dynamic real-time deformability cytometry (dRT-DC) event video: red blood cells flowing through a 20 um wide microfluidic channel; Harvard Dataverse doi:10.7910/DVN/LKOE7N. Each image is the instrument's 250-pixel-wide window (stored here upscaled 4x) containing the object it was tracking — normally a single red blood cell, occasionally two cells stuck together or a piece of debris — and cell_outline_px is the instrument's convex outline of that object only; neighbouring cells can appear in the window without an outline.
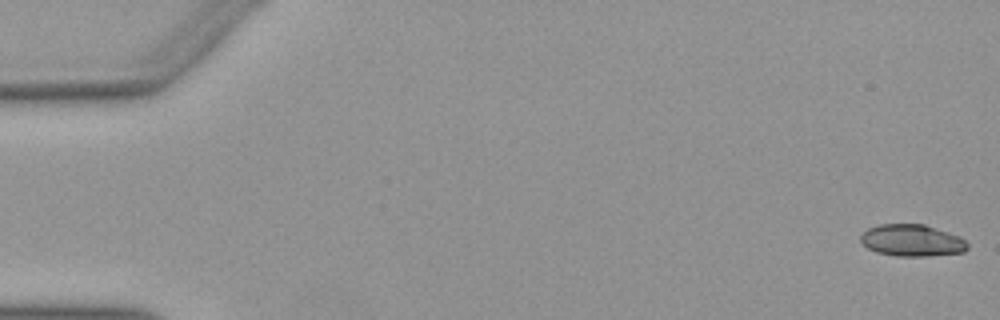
{"species": "Egyptian fruit bat (a non-hibernating species)", "species_latin": "Rousettus aegyptiacus", "temperature_condition": "warm", "stored_images_in_passage": 52, "camera_frame_rate_fps": 3000, "um_per_image_px": 0.085, "animal": {"sex": "female"}, "frame": {"image": 1, "passage_image": 1, "time_ms": 0.0, "image_size_px": [1000, 320], "cell_outline_px": [[968, 248], [964, 252], [924, 256], [896, 256], [876, 252], [868, 248], [860, 240], [860, 236], [868, 228], [880, 224], [924, 224], [960, 236], [968, 244]], "centroid_in_image_um": [77.52, 20.43], "position_along_channel_um": 7.5, "area_um2": 19.77}}
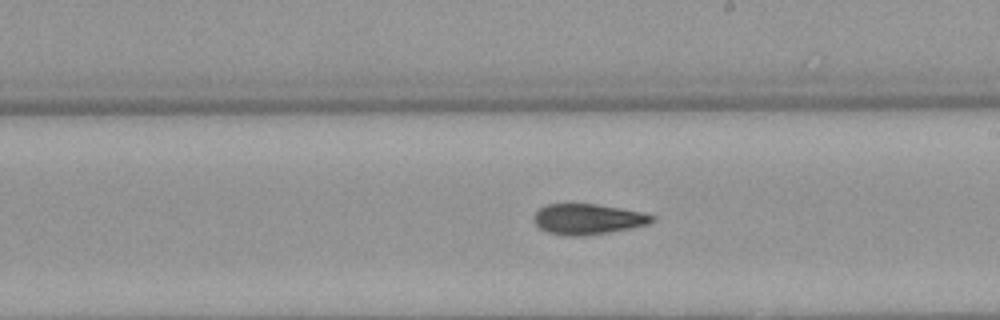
{"frame": {"image": 2, "passage_image": 30, "time_ms": 9.667, "image_size_px": [1000, 320], "cell_outline_px": [[656, 220], [648, 224], [632, 228], [588, 236], [564, 236], [548, 232], [540, 228], [532, 220], [532, 216], [544, 204], [596, 204], [620, 208], [640, 212], [652, 216]], "centroid_in_image_um": [49.92, 18.64], "position_along_channel_um": 239.1, "area_um2": 21.15}}
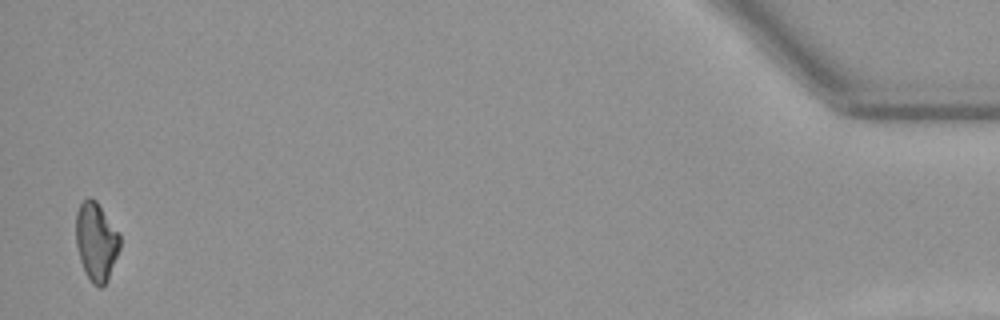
{"frame": {"image": 3, "passage_image": 51, "time_ms": 16.667, "image_size_px": [1000, 320], "cell_outline_px": [[120, 248], [108, 280], [100, 288], [92, 284], [84, 272], [80, 260], [76, 244], [76, 212], [80, 204], [88, 196], [92, 196], [96, 200], [120, 236]], "centroid_in_image_um": [8.16, 20.54], "position_along_channel_um": 427.0, "area_um2": 20.11}}